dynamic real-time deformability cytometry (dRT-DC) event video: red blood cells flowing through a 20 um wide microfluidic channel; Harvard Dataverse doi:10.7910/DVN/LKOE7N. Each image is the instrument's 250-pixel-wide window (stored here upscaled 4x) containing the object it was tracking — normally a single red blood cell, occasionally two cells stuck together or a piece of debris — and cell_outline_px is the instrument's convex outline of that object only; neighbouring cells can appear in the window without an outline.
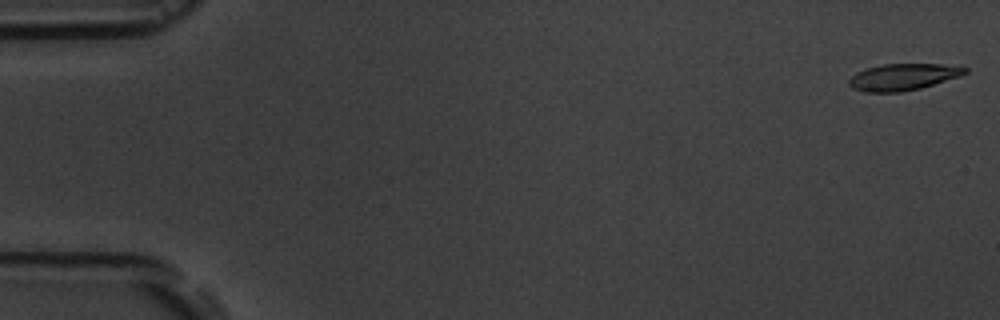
{"species": "common noctule bat (a hibernating species)", "species_latin": "Nyctalus noctula", "temperature_condition": "room temperature", "stored_images_in_passage": 9, "camera_frame_rate_fps": 3000, "um_per_image_px": 0.085, "animal": {"sex": "male", "body_mass_g": 19.5, "forearm_length_mm": 54.6}, "frame": {"image": 1, "passage_image": 1, "time_ms": 0.0, "image_size_px": [1000, 320], "cell_outline_px": [[968, 72], [960, 76], [920, 88], [900, 92], [864, 92], [852, 88], [848, 84], [848, 80], [856, 72], [868, 68], [884, 64], [940, 64], [968, 68]], "centroid_in_image_um": [76.73, 6.54], "position_along_channel_um": 8.3, "area_um2": 17.86}}
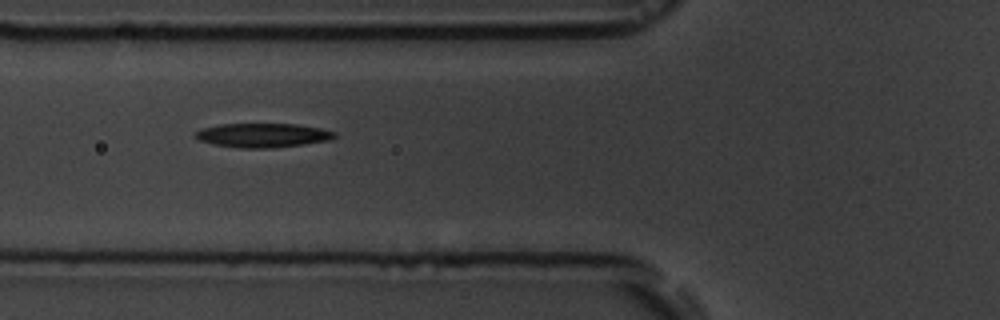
{"frame": {"image": 2, "passage_image": 7, "time_ms": 6.667, "image_size_px": [1000, 320], "cell_outline_px": [[336, 136], [332, 140], [304, 144], [272, 148], [240, 148], [216, 144], [200, 140], [192, 136], [192, 132], [200, 128], [220, 124], [296, 124], [320, 128], [336, 132]], "centroid_in_image_um": [22.31, 11.49], "position_along_channel_um": 103.5, "area_um2": 19.71}}
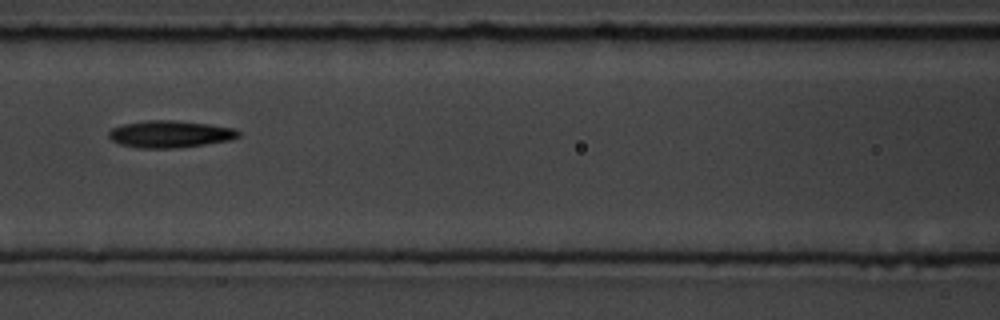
{"frame": {"image": 3, "passage_image": 8, "time_ms": 8.0, "image_size_px": [1000, 320], "cell_outline_px": [[240, 136], [232, 140], [176, 148], [140, 148], [120, 144], [112, 140], [108, 136], [108, 132], [112, 128], [124, 124], [148, 120], [172, 120], [208, 124], [232, 128], [240, 132]], "centroid_in_image_um": [14.45, 11.4], "position_along_channel_um": 152.2, "area_um2": 20.29}}